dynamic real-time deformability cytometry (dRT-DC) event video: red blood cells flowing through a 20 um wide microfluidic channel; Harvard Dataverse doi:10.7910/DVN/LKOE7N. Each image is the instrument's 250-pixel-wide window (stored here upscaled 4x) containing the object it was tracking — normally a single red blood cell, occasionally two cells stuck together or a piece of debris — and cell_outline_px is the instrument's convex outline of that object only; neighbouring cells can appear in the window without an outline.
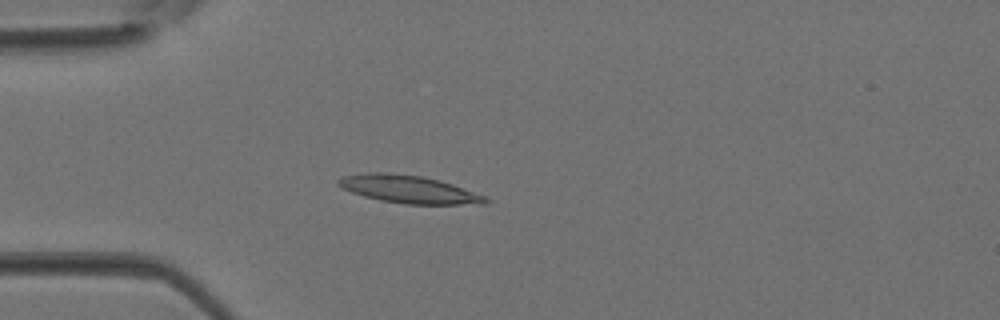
{"species": "Egyptian fruit bat (a non-hibernating species)", "species_latin": "Rousettus aegyptiacus", "temperature_condition": "room temperature", "stored_images_in_passage": 2, "camera_frame_rate_fps": 3000, "um_per_image_px": 0.085, "animal": {"sex": "female"}, "frame": {"image": 1, "passage_image": 2, "time_ms": 0.333, "image_size_px": [1000, 320], "cell_outline_px": [[492, 200], [488, 204], [404, 204], [380, 200], [364, 196], [352, 192], [336, 184], [336, 180], [344, 176], [368, 172], [392, 172], [420, 176], [440, 180], [452, 184], [484, 196]], "centroid_in_image_um": [34.75, 16.09], "position_along_channel_um": 50.3, "area_um2": 23.76}}